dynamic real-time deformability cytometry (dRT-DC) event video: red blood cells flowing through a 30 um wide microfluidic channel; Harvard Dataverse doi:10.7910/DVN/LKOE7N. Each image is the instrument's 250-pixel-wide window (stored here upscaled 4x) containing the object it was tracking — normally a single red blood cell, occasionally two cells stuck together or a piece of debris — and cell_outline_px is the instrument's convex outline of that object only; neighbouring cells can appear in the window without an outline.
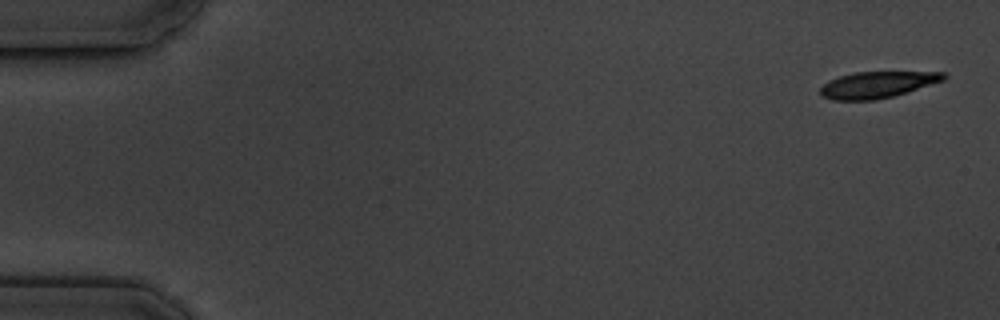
{"species": "common noctule bat (a hibernating species)", "species_latin": "Nyctalus noctula", "temperature_condition": "cold", "stored_images_in_passage": 8, "camera_frame_rate_fps": 3000, "um_per_image_px": 0.085, "animal": {"sex": "male", "body_mass_g": 19.5, "forearm_length_mm": 54.6}, "frame": {"image": 1, "passage_image": 1, "time_ms": 0.0, "image_size_px": [1000, 320], "cell_outline_px": [[948, 76], [944, 80], [908, 92], [876, 100], [832, 100], [820, 96], [820, 88], [828, 80], [840, 76], [856, 72], [944, 72]], "centroid_in_image_um": [74.56, 7.2], "position_along_channel_um": 10.4, "area_um2": 19.02}}
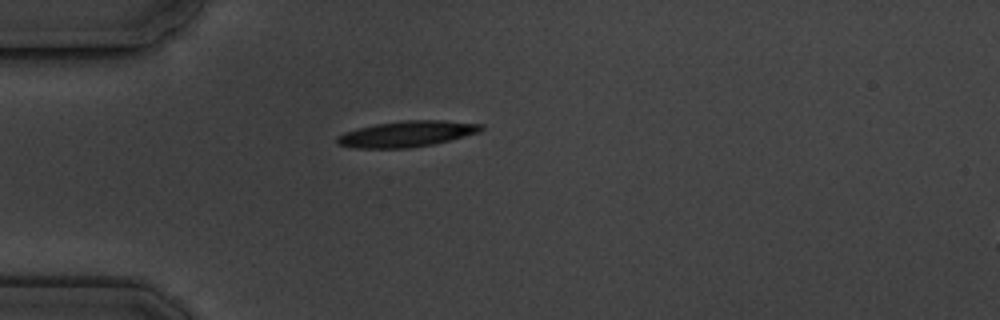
{"frame": {"image": 2, "passage_image": 5, "time_ms": 4.667, "image_size_px": [1000, 320], "cell_outline_px": [[484, 128], [480, 132], [432, 144], [408, 148], [356, 148], [336, 144], [336, 136], [344, 132], [356, 128], [376, 124], [404, 120], [444, 120], [484, 124]], "centroid_in_image_um": [34.55, 11.37], "position_along_channel_um": 50.4, "area_um2": 21.79}}